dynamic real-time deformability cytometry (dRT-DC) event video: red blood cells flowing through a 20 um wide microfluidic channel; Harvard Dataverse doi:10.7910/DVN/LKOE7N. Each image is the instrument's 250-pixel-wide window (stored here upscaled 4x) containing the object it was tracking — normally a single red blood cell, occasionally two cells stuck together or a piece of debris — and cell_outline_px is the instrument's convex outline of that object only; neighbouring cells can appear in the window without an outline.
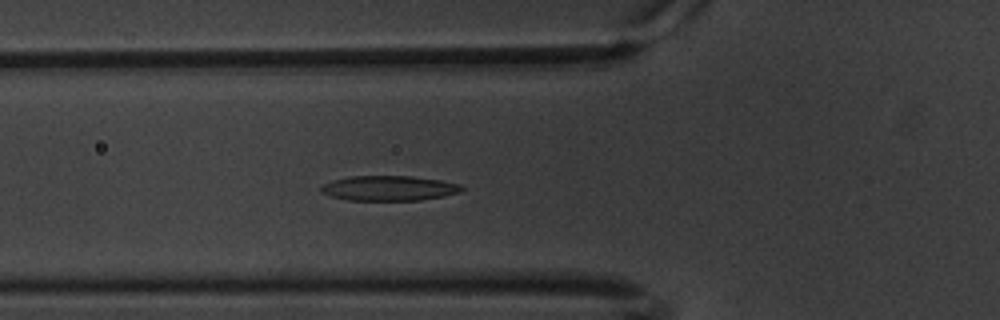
{"species": "common noctule bat (a hibernating species)", "species_latin": "Nyctalus noctula", "temperature_condition": "warm", "stored_images_in_passage": 60, "camera_frame_rate_fps": 3000, "um_per_image_px": 0.085, "animal": {"sex": "male", "body_mass_g": 20.1, "forearm_length_mm": 53.5}, "frame": {"image": 1, "passage_image": 21, "time_ms": 6.667, "image_size_px": [1000, 320], "cell_outline_px": [[464, 188], [460, 192], [444, 196], [420, 200], [348, 200], [332, 196], [320, 192], [320, 188], [324, 184], [332, 180], [348, 176], [412, 176], [440, 180], [460, 184]], "centroid_in_image_um": [33.06, 15.99], "position_along_channel_um": 92.7, "area_um2": 20.46}}
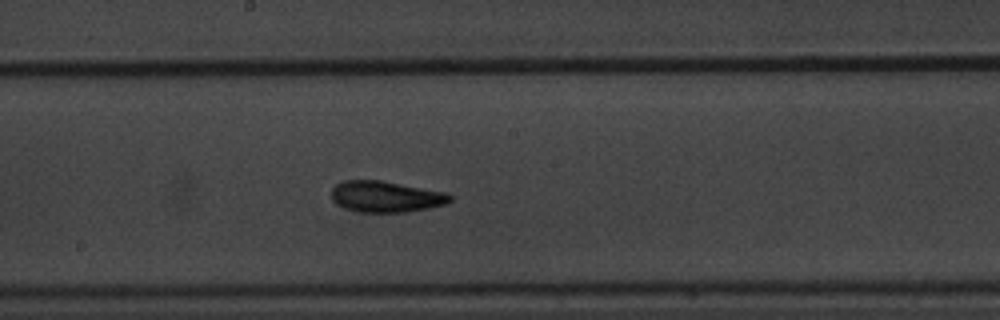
{"frame": {"image": 2, "passage_image": 32, "time_ms": 10.333, "image_size_px": [1000, 320], "cell_outline_px": [[452, 200], [444, 204], [428, 208], [408, 212], [356, 212], [344, 208], [336, 204], [332, 200], [332, 188], [336, 184], [344, 180], [380, 180], [448, 192], [452, 196]], "centroid_in_image_um": [32.79, 16.71], "position_along_channel_um": 215.4, "area_um2": 21.73}}
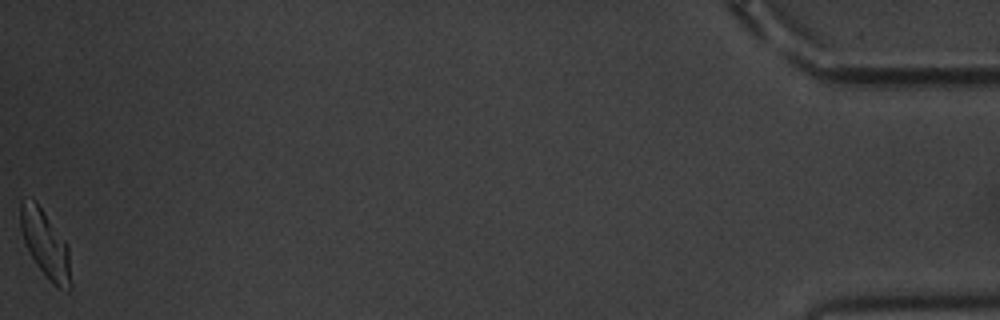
{"frame": {"image": 3, "passage_image": 60, "time_ms": 19.667, "image_size_px": [1000, 320], "cell_outline_px": [[72, 288], [68, 292], [52, 284], [36, 264], [24, 240], [20, 228], [20, 200], [32, 196], [36, 200], [68, 244], [72, 284]], "centroid_in_image_um": [3.88, 20.73], "position_along_channel_um": 431.3, "area_um2": 20.11}, "authors_computed_cell_mechanics": {"area_um2": 20.6635, "velocity_mm_per_s": 3.3274, "shape_relaxation_time_tau1_ms": 3.4367, "shape_relaxation_time_tau2_ms": 2.6825, "deformation_change_tau1": 0.1272, "deformation_change_tau2": 0.104}}